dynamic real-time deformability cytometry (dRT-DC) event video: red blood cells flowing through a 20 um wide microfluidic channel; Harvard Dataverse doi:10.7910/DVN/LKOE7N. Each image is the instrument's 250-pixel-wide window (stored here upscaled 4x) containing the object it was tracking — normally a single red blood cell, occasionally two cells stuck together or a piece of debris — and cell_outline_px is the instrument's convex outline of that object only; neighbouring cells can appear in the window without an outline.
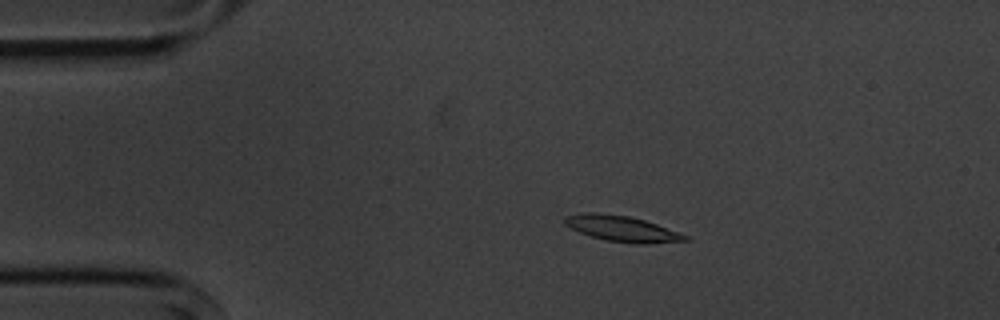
{"species": "common noctule bat (a hibernating species)", "species_latin": "Nyctalus noctula", "temperature_condition": "cold", "stored_images_in_passage": 5, "camera_frame_rate_fps": 3000, "um_per_image_px": 0.085, "animal": {"sex": "male", "body_mass_g": 20.1, "forearm_length_mm": 53.5}, "frame": {"image": 1, "passage_image": 3, "time_ms": 2.333, "image_size_px": [1000, 320], "cell_outline_px": [[688, 240], [644, 244], [636, 244], [608, 240], [592, 236], [580, 232], [564, 224], [564, 216], [580, 212], [600, 212], [628, 216], [644, 220], [656, 224], [688, 236]], "centroid_in_image_um": [52.81, 19.41], "position_along_channel_um": 32.2, "area_um2": 17.86}}
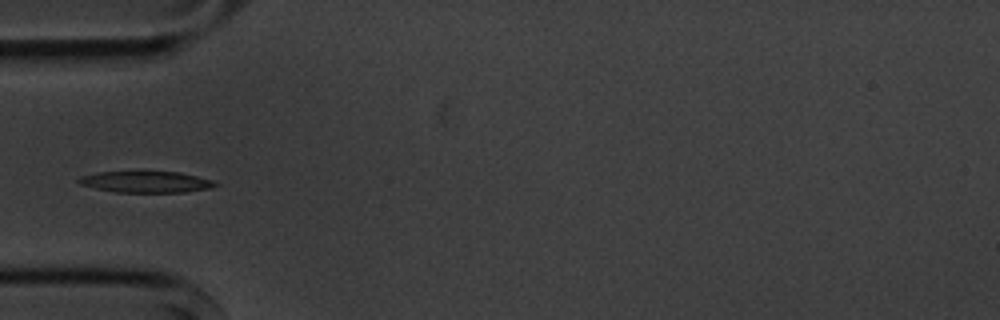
{"frame": {"image": 2, "passage_image": 5, "time_ms": 4.667, "image_size_px": [1000, 320], "cell_outline_px": [[220, 184], [208, 188], [184, 192], [112, 192], [80, 184], [76, 180], [80, 176], [96, 172], [136, 168], [144, 168], [180, 172], [212, 180]], "centroid_in_image_um": [12.33, 15.39], "position_along_channel_um": 72.7, "area_um2": 18.15}}